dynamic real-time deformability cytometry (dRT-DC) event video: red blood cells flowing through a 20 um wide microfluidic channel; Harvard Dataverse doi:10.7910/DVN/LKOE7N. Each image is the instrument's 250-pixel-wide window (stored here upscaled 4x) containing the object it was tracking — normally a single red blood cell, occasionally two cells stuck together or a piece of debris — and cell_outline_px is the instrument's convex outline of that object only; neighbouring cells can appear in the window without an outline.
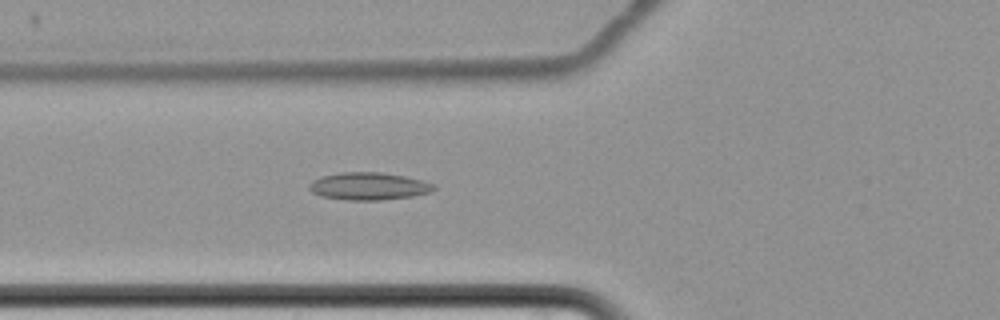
{"species": "common noctule bat (a hibernating species)", "species_latin": "Nyctalus noctula", "temperature_condition": "cold", "stored_images_in_passage": 63, "camera_frame_rate_fps": 3000, "um_per_image_px": 0.085, "animal": {"sex": "female", "body_mass_g": 22.7, "forearm_length_mm": 54.2}, "frame": {"image": 1, "passage_image": 26, "time_ms": 8.333, "image_size_px": [1000, 320], "cell_outline_px": [[436, 188], [432, 192], [412, 196], [380, 200], [344, 200], [320, 196], [312, 192], [308, 188], [308, 184], [312, 180], [320, 176], [340, 172], [380, 172], [404, 176], [436, 184]], "centroid_in_image_um": [31.31, 15.83], "position_along_channel_um": 94.5, "area_um2": 20.17}}
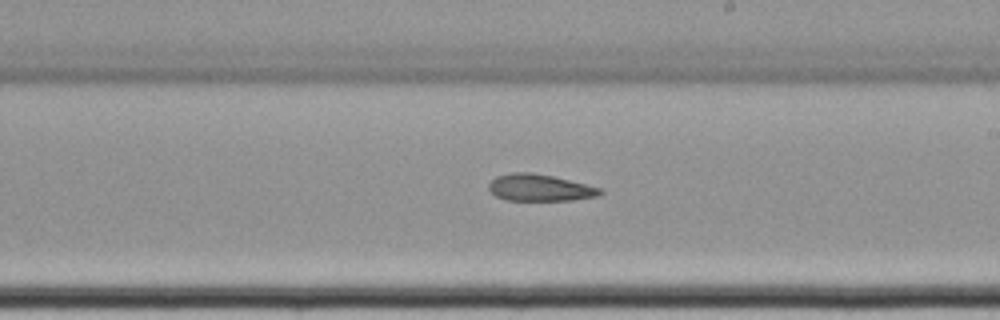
{"frame": {"image": 2, "passage_image": 39, "time_ms": 12.667, "image_size_px": [1000, 320], "cell_outline_px": [[604, 192], [600, 196], [572, 200], [504, 200], [496, 196], [488, 188], [488, 184], [496, 176], [512, 172], [532, 172], [552, 176], [600, 188]], "centroid_in_image_um": [45.87, 15.96], "position_along_channel_um": 243.1, "area_um2": 17.34}}
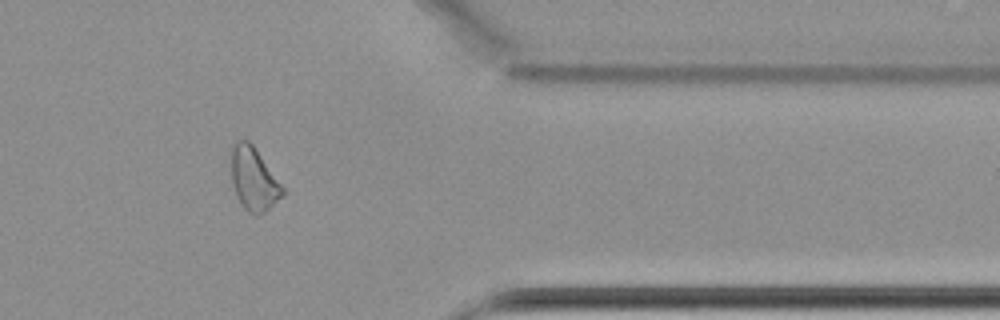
{"frame": {"image": 3, "passage_image": 53, "time_ms": 17.333, "image_size_px": [1000, 320], "cell_outline_px": [[284, 196], [264, 212], [256, 216], [248, 212], [240, 204], [236, 196], [232, 184], [232, 148], [236, 140], [248, 140], [252, 144], [284, 188]], "centroid_in_image_um": [21.56, 15.25], "position_along_channel_um": 389.8, "area_um2": 18.73}, "authors_computed_cell_mechanics": {"area_um2": 20.3456, "velocity_mm_per_s": 3.4326, "shape_relaxation_time_tau1_ms": null, "shape_relaxation_time_tau2_ms": 9.0168, "deformation_change_tau1": null, "deformation_change_tau2": 0.1604}}